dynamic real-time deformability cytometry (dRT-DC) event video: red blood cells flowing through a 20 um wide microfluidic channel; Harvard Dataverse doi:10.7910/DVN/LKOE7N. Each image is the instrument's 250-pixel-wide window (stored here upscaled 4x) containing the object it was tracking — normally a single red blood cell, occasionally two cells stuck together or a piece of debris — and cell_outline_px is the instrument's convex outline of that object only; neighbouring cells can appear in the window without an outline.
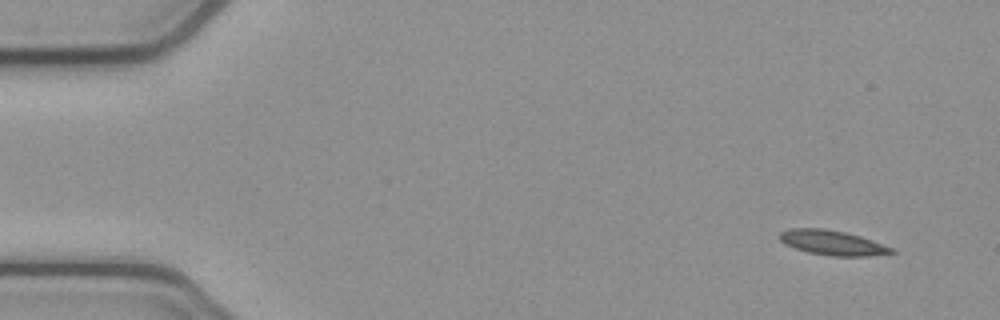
{"species": "common noctule bat (a hibernating species)", "species_latin": "Nyctalus noctula", "temperature_condition": "cold", "stored_images_in_passage": 4, "camera_frame_rate_fps": 3000, "um_per_image_px": 0.085, "animal": {"sex": "female", "body_mass_g": 21.9}, "frame": {"image": 1, "passage_image": 1, "time_ms": 0.0, "image_size_px": [1000, 320], "cell_outline_px": [[896, 252], [868, 256], [832, 256], [808, 252], [784, 244], [780, 240], [780, 232], [792, 228], [824, 228], [844, 232], [860, 236], [872, 240], [892, 248]], "centroid_in_image_um": [70.73, 20.63], "position_along_channel_um": 14.3, "area_um2": 15.95}}
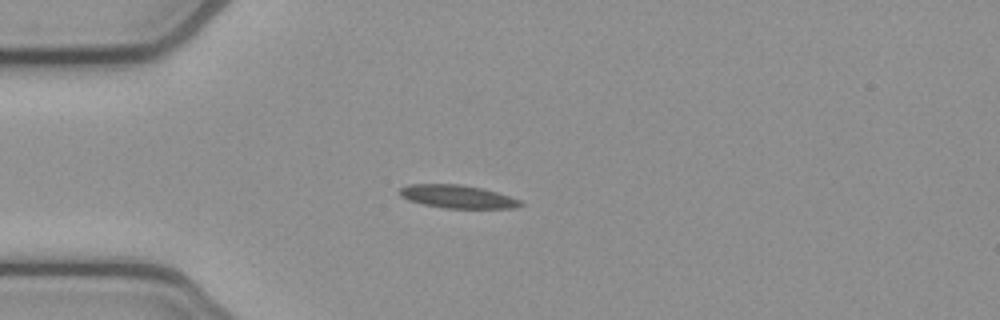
{"frame": {"image": 2, "passage_image": 4, "time_ms": 1.0, "image_size_px": [1000, 320], "cell_outline_px": [[524, 204], [516, 208], [444, 208], [424, 204], [408, 200], [400, 196], [396, 192], [400, 188], [408, 184], [460, 184], [484, 188], [520, 200]], "centroid_in_image_um": [38.85, 16.7], "position_along_channel_um": 46.2, "area_um2": 16.36}}